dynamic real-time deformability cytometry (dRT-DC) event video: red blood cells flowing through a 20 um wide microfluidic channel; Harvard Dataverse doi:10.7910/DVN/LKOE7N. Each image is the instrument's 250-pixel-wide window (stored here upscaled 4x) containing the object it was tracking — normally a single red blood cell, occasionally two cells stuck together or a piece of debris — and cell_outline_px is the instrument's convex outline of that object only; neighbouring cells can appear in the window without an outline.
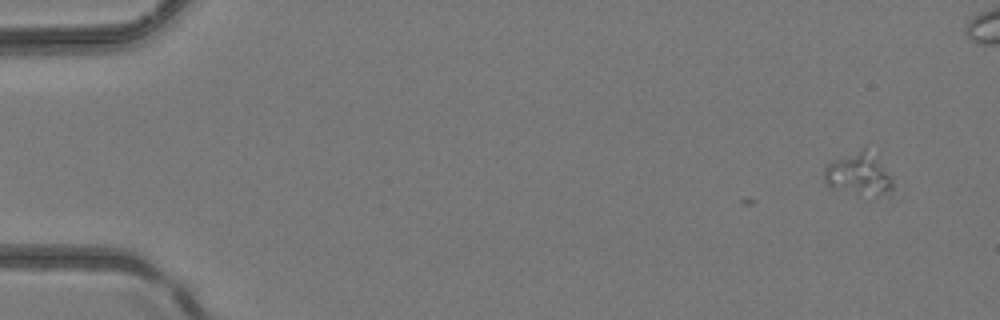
{"species": "common noctule bat (a hibernating species)", "species_latin": "Nyctalus noctula", "temperature_condition": "room temperature", "stored_images_in_passage": 5, "camera_frame_rate_fps": 3000, "um_per_image_px": 0.085, "animal": {"sex": "female", "body_mass_g": 24.6, "forearm_length_mm": 56.2}, "frame": {"image": 1, "passage_image": 1, "time_ms": 0.0, "image_size_px": [1000, 320], "cell_outline_px": [[892, 188], [876, 196], [832, 188], [824, 180], [824, 168], [832, 160], [864, 148], [876, 156], [892, 176]], "centroid_in_image_um": [72.98, 14.77], "position_along_channel_um": 12.0, "area_um2": 16.42}}
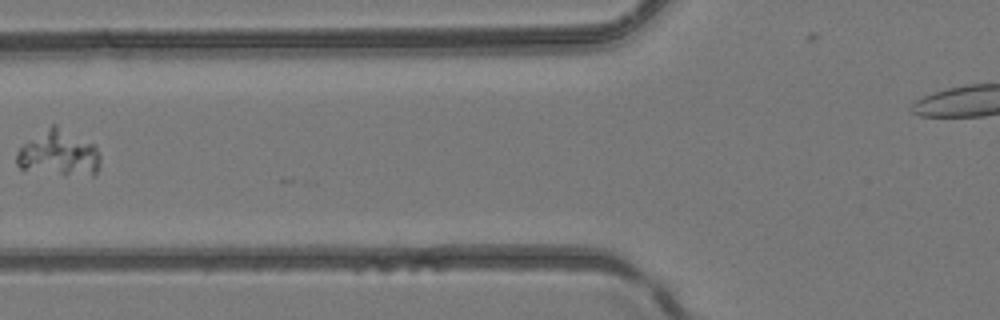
{"frame": {"image": 2, "passage_image": 5, "time_ms": 6.0, "image_size_px": [1000, 320], "cell_outline_px": [[100, 164], [96, 172], [92, 176], [20, 168], [16, 164], [16, 152], [24, 144], [52, 124], [56, 124], [92, 144], [96, 148], [100, 156]], "centroid_in_image_um": [5.01, 13.01], "position_along_channel_um": 120.8, "area_um2": 21.44}}